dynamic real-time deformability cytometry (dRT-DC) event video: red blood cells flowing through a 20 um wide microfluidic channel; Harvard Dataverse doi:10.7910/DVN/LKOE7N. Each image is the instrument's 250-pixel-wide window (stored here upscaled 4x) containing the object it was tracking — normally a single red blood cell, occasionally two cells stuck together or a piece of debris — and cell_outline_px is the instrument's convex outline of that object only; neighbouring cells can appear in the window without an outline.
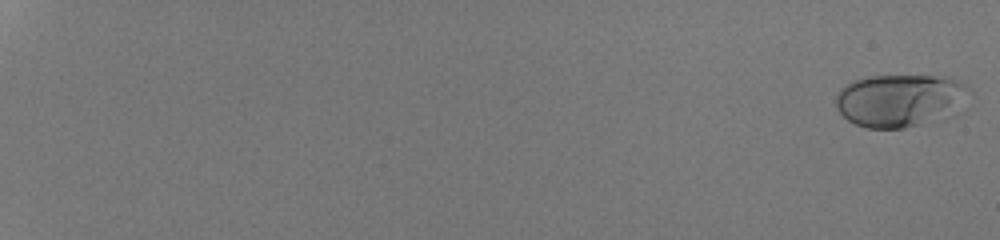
{"species": "human", "species_latin": "Homo sapiens", "temperature_condition": "room temperature", "stored_images_in_passage": 54, "camera_frame_rate_fps": 3000, "um_per_image_px": 0.085, "donor": {"sex": "male"}, "frame": {"image": 1, "passage_image": 1, "time_ms": 0.0, "image_size_px": [1000, 240], "cell_outline_px": [[972, 92], [944, 112], [920, 124], [904, 128], [868, 128], [856, 124], [848, 120], [836, 108], [836, 96], [840, 88], [844, 84], [868, 76], [944, 76], [956, 80], [964, 84]], "centroid_in_image_um": [76.34, 8.49], "position_along_channel_um": 8.7, "area_um2": 39.48}}
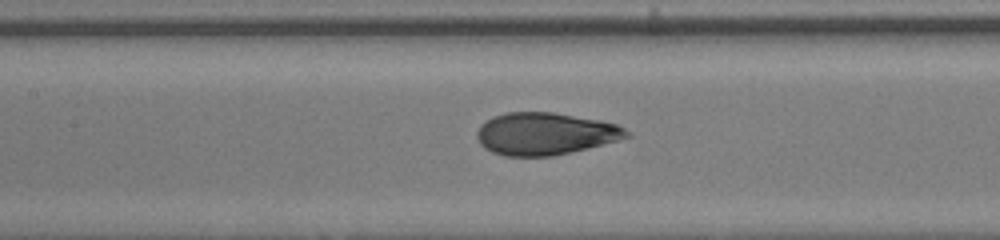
{"frame": {"image": 2, "passage_image": 31, "time_ms": 10.0, "image_size_px": [1000, 240], "cell_outline_px": [[632, 136], [552, 156], [504, 156], [492, 152], [484, 148], [480, 144], [476, 136], [476, 132], [480, 124], [492, 116], [508, 112], [552, 112], [600, 120], [616, 124], [632, 132]], "centroid_in_image_um": [46.29, 11.36], "position_along_channel_um": 161.1, "area_um2": 36.76}}
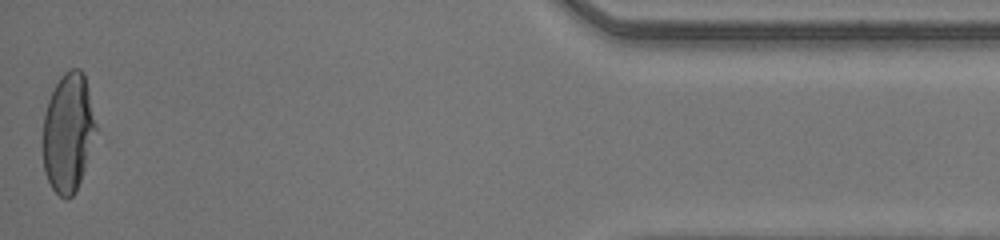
{"frame": {"image": 3, "passage_image": 54, "time_ms": 17.667, "image_size_px": [1000, 240], "cell_outline_px": [[96, 132], [76, 192], [72, 196], [64, 200], [52, 188], [44, 172], [44, 116], [48, 100], [60, 76], [68, 68], [80, 68], [84, 72], [96, 124]], "centroid_in_image_um": [5.79, 11.25], "position_along_channel_um": 429.4, "area_um2": 36.36}, "authors_computed_cell_mechanics": {"area_um2": 37.0787, "velocity_mm_per_s": 4.2551, "shape_relaxation_time_tau1_ms": 4.9145, "shape_relaxation_time_tau2_ms": null, "deformation_change_tau1": 0.1925, "deformation_change_tau2": null}}